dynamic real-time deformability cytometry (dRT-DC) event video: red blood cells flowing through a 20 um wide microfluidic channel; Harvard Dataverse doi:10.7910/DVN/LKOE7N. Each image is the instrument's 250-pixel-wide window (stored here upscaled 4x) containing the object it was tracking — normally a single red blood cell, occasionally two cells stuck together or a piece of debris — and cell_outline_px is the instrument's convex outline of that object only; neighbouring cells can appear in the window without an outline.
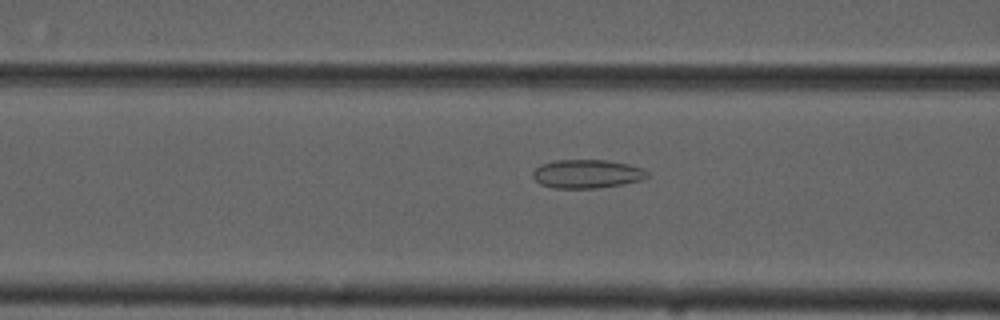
{"species": "common noctule bat (a hibernating species)", "species_latin": "Nyctalus noctula", "temperature_condition": "cold", "stored_images_in_passage": 38, "camera_frame_rate_fps": 3000, "um_per_image_px": 0.085, "animal": {"sex": "male", "forearm_length_mm": 52.5}, "frame": {"image": 1, "passage_image": 5, "time_ms": 1.333, "image_size_px": [1000, 320], "cell_outline_px": [[648, 176], [644, 180], [596, 188], [556, 188], [540, 184], [532, 176], [532, 172], [540, 164], [556, 160], [608, 160], [628, 164], [644, 168], [648, 172]], "centroid_in_image_um": [49.9, 14.77], "position_along_channel_um": 116.7, "area_um2": 19.13}}
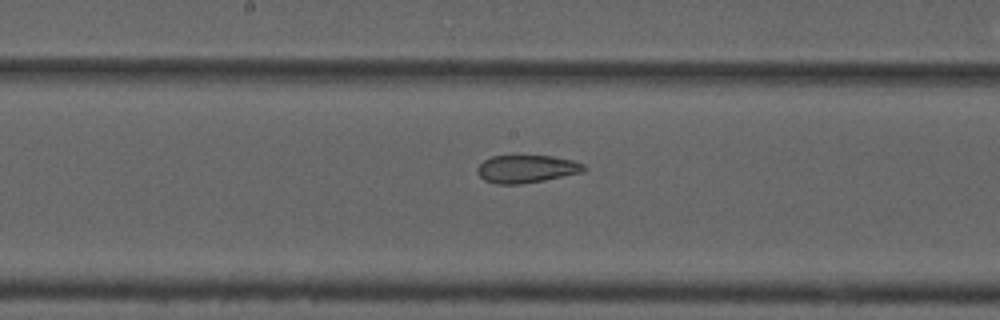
{"frame": {"image": 2, "passage_image": 12, "time_ms": 3.667, "image_size_px": [1000, 320], "cell_outline_px": [[588, 168], [584, 172], [544, 180], [520, 184], [496, 184], [484, 180], [476, 172], [476, 168], [484, 160], [492, 156], [552, 156], [572, 160], [584, 164]], "centroid_in_image_um": [44.76, 14.36], "position_along_channel_um": 203.4, "area_um2": 17.28}}
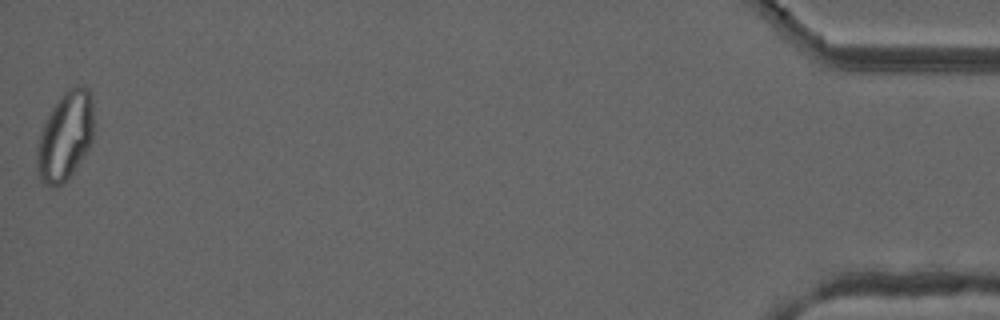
{"frame": {"image": 3, "passage_image": 38, "time_ms": 12.333, "image_size_px": [1000, 320], "cell_outline_px": [[92, 140], [88, 148], [68, 180], [60, 184], [48, 188], [36, 176], [36, 148], [40, 132], [52, 108], [60, 96], [68, 88], [84, 84], [88, 88], [92, 96]], "centroid_in_image_um": [5.51, 11.6], "position_along_channel_um": 429.7, "area_um2": 29.54}, "authors_computed_cell_mechanics": {"area_um2": 19.4786, "velocity_mm_per_s": 3.7097, "shape_relaxation_time_tau1_ms": null, "shape_relaxation_time_tau2_ms": 1.91, "deformation_change_tau1": null, "deformation_change_tau2": 0.0817}}